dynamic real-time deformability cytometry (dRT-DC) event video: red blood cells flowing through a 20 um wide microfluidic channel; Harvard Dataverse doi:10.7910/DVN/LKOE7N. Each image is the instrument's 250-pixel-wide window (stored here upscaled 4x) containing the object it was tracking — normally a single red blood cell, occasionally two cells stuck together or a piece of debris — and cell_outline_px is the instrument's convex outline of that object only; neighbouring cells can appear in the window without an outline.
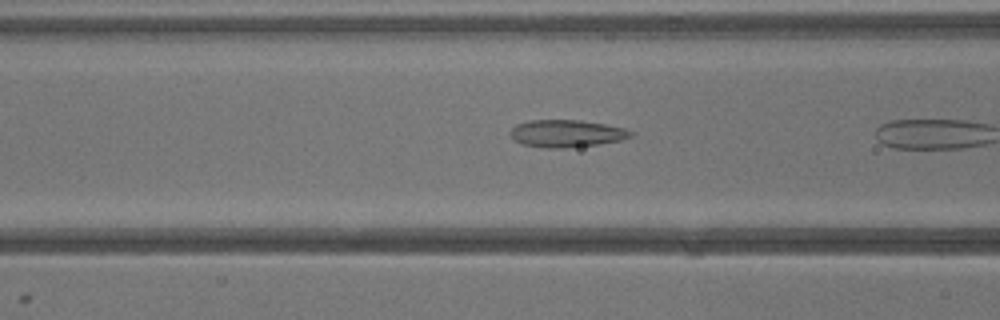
{"species": "common noctule bat (a hibernating species)", "species_latin": "Nyctalus noctula", "temperature_condition": "warm", "stored_images_in_passage": 7, "camera_frame_rate_fps": 3000, "um_per_image_px": 0.085, "animal": {"sex": "male", "body_mass_g": 13.3}, "frame": {"image": 1, "passage_image": 6, "time_ms": 1.667, "image_size_px": [1000, 320], "cell_outline_px": [[636, 132], [632, 136], [620, 140], [600, 144], [564, 148], [548, 148], [520, 144], [508, 132], [516, 124], [528, 120], [580, 120], [604, 124], [624, 128]], "centroid_in_image_um": [48.16, 11.34], "position_along_channel_um": 118.4, "area_um2": 19.25}}